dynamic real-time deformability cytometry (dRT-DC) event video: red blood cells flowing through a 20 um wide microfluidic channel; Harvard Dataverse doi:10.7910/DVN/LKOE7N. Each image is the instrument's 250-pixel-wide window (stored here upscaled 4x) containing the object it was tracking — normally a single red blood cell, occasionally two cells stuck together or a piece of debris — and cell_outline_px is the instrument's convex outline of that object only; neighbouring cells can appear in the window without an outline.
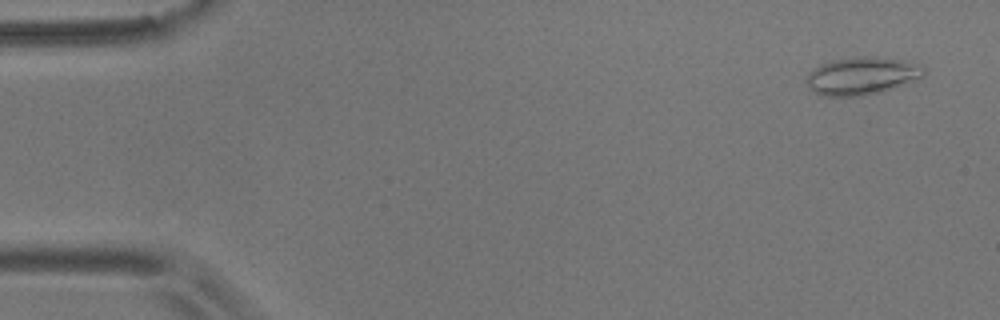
{"species": "common noctule bat (a hibernating species)", "species_latin": "Nyctalus noctula", "temperature_condition": "room temperature", "stored_images_in_passage": 55, "camera_frame_rate_fps": 3000, "um_per_image_px": 0.085, "animal": {"sex": "male", "body_mass_g": 17.9}, "frame": {"image": 1, "passage_image": 3, "time_ms": 0.667, "image_size_px": [1000, 320], "cell_outline_px": [[924, 76], [904, 84], [880, 92], [860, 96], [824, 96], [808, 88], [804, 80], [816, 68], [832, 60], [856, 56], [872, 56], [900, 60], [920, 64], [924, 68]], "centroid_in_image_um": [73.26, 6.45], "position_along_channel_um": 11.7, "area_um2": 25.49}}
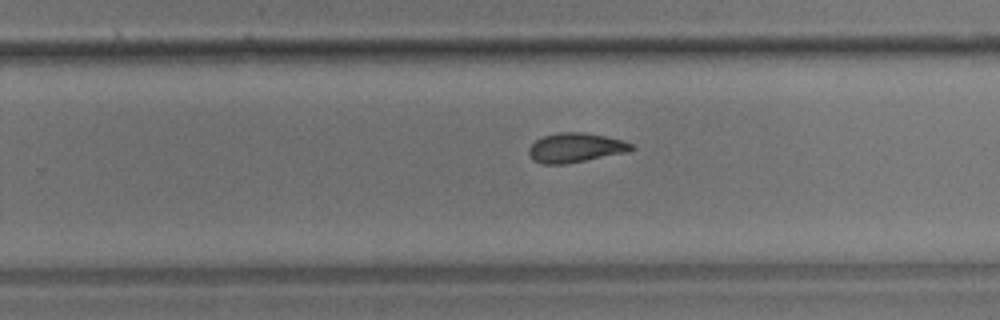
{"frame": {"image": 2, "passage_image": 35, "time_ms": 11.333, "image_size_px": [1000, 320], "cell_outline_px": [[636, 148], [628, 152], [564, 164], [540, 164], [532, 160], [528, 152], [528, 148], [536, 140], [544, 136], [556, 132], [584, 132], [624, 140], [632, 144]], "centroid_in_image_um": [48.91, 12.55], "position_along_channel_um": 280.9, "area_um2": 17.69}}
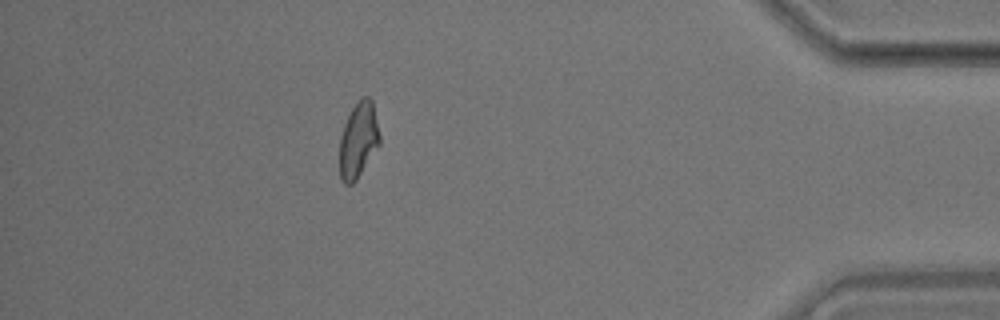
{"frame": {"image": 3, "passage_image": 49, "time_ms": 16.0, "image_size_px": [1000, 320], "cell_outline_px": [[380, 144], [356, 180], [352, 184], [344, 184], [340, 180], [340, 136], [344, 124], [352, 108], [364, 96], [368, 96], [372, 100], [380, 136]], "centroid_in_image_um": [30.46, 11.93], "position_along_channel_um": 404.7, "area_um2": 17.51}, "authors_computed_cell_mechanics": {"area_um2": 18.3226, "velocity_mm_per_s": 3.6427, "shape_relaxation_time_tau1_ms": null, "shape_relaxation_time_tau2_ms": 2.9488, "deformation_change_tau1": null, "deformation_change_tau2": 0.0991}}